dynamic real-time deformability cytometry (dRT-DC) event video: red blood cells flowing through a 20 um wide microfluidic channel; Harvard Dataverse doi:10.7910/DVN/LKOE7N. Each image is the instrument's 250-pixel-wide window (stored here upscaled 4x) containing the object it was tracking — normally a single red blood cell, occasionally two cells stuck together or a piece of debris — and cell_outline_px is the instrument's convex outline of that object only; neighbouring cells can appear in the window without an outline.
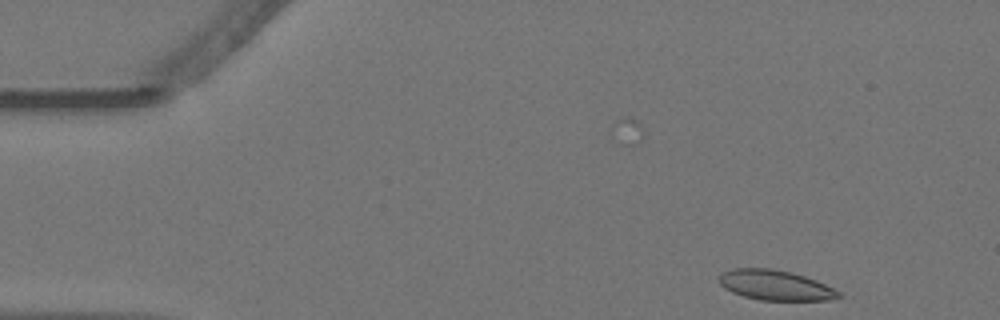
{"species": "Egyptian fruit bat (a non-hibernating species)", "species_latin": "Rousettus aegyptiacus", "temperature_condition": "warm", "stored_images_in_passage": 52, "camera_frame_rate_fps": 3000, "um_per_image_px": 0.085, "animal": {"sex": "female"}, "frame": {"image": 1, "passage_image": 2, "time_ms": 0.333, "image_size_px": [1000, 320], "cell_outline_px": [[840, 296], [828, 300], [760, 300], [744, 296], [732, 292], [724, 288], [716, 280], [724, 272], [732, 268], [772, 268], [792, 272], [816, 280], [840, 292]], "centroid_in_image_um": [65.86, 24.23], "position_along_channel_um": 19.1, "area_um2": 20.87}}
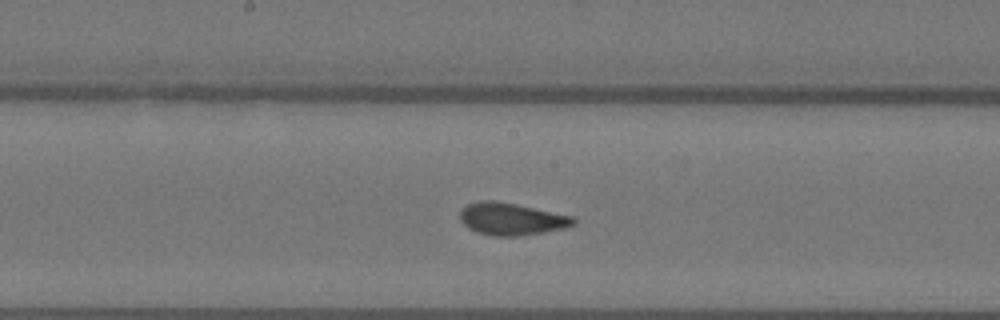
{"frame": {"image": 2, "passage_image": 25, "time_ms": 8.0, "image_size_px": [1000, 320], "cell_outline_px": [[576, 224], [564, 228], [544, 232], [516, 236], [492, 236], [476, 232], [468, 228], [460, 220], [460, 212], [468, 204], [480, 200], [492, 200], [516, 204], [572, 216], [576, 220]], "centroid_in_image_um": [43.46, 18.62], "position_along_channel_um": 204.7, "area_um2": 21.21}}
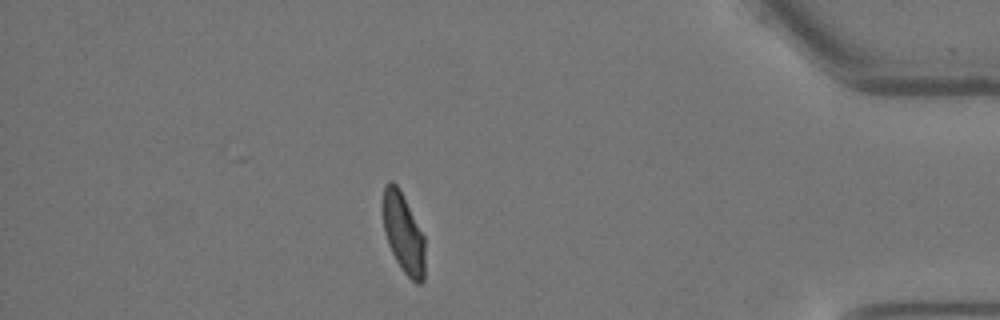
{"frame": {"image": 3, "passage_image": 45, "time_ms": 14.667, "image_size_px": [1000, 320], "cell_outline_px": [[424, 280], [420, 284], [416, 284], [400, 268], [388, 244], [384, 232], [380, 204], [384, 184], [388, 180], [392, 180], [400, 188], [424, 236]], "centroid_in_image_um": [34.23, 19.74], "position_along_channel_um": 401.0, "area_um2": 20.17}, "authors_computed_cell_mechanics": {"area_um2": 20.8947, "velocity_mm_per_s": 3.5734, "shape_relaxation_time_tau1_ms": 8.0188, "shape_relaxation_time_tau2_ms": 1.2075, "deformation_change_tau1": 0.1827, "deformation_change_tau2": 0.0558}}